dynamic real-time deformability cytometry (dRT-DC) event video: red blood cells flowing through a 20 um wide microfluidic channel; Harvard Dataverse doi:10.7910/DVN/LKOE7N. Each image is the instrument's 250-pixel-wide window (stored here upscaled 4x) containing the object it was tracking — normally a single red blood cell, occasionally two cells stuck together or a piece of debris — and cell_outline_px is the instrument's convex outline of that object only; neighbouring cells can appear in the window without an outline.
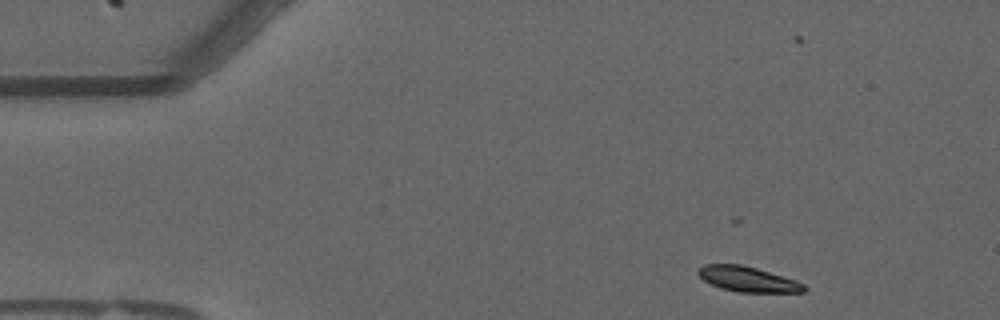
{"species": "common noctule bat (a hibernating species)", "species_latin": "Nyctalus noctula", "temperature_condition": "warm", "stored_images_in_passage": 13, "camera_frame_rate_fps": 3000, "um_per_image_px": 0.085, "animal": {"sex": "male", "forearm_length_mm": 52.5}, "frame": {"image": 1, "passage_image": 1, "time_ms": 0.0, "image_size_px": [1000, 320], "cell_outline_px": [[808, 288], [804, 292], [736, 292], [720, 288], [704, 280], [696, 272], [704, 264], [740, 264], [756, 268], [796, 280], [804, 284]], "centroid_in_image_um": [63.57, 23.73], "position_along_channel_um": 21.4, "area_um2": 15.49}}
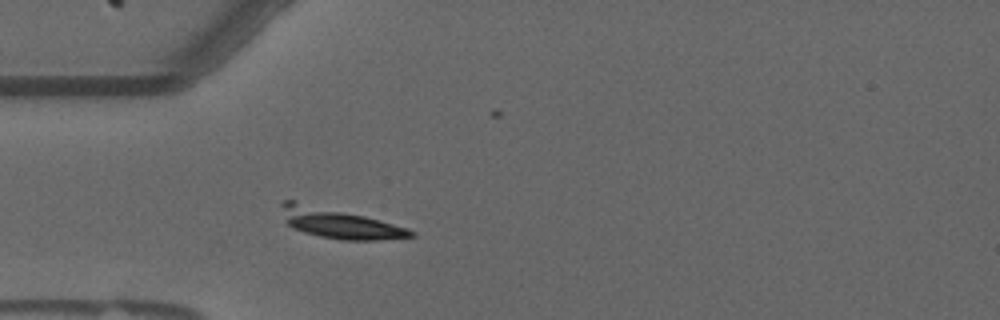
{"frame": {"image": 2, "passage_image": 10, "time_ms": 3.0, "image_size_px": [1000, 320], "cell_outline_px": [[416, 236], [376, 240], [340, 240], [320, 236], [304, 232], [292, 228], [284, 220], [280, 204], [284, 200], [296, 200], [364, 216], [408, 228], [416, 232]], "centroid_in_image_um": [28.79, 18.97], "position_along_channel_um": 56.2, "area_um2": 22.43}}